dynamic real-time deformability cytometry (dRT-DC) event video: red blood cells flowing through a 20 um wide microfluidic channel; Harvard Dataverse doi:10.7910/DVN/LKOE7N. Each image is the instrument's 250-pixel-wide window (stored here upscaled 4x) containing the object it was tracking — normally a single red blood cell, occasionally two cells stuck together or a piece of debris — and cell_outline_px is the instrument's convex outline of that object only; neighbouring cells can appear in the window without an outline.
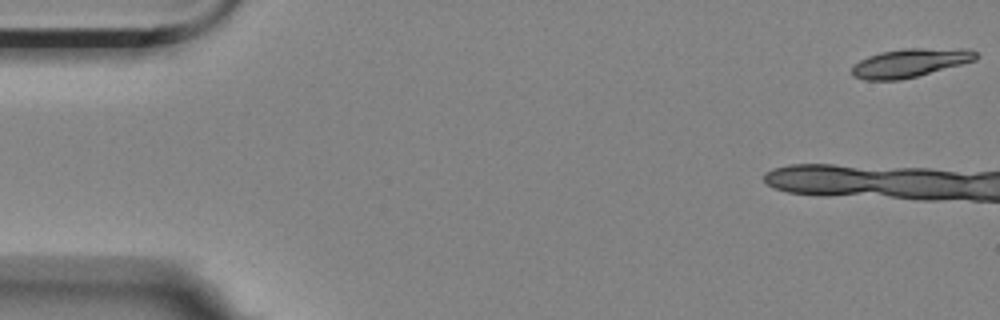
{"species": "Egyptian fruit bat (a non-hibernating species)", "species_latin": "Rousettus aegyptiacus", "temperature_condition": "room temperature", "stored_images_in_passage": 5, "camera_frame_rate_fps": 3000, "um_per_image_px": 0.085, "animal": {"sex": "female"}, "frame": {"image": 1, "passage_image": 1, "time_ms": 0.0, "image_size_px": [1000, 320], "cell_outline_px": [[980, 56], [976, 60], [916, 76], [900, 80], [864, 80], [852, 76], [852, 64], [868, 56], [880, 52], [904, 48], [968, 48], [976, 52]], "centroid_in_image_um": [77.35, 5.33], "position_along_channel_um": 7.7, "area_um2": 20.81}}